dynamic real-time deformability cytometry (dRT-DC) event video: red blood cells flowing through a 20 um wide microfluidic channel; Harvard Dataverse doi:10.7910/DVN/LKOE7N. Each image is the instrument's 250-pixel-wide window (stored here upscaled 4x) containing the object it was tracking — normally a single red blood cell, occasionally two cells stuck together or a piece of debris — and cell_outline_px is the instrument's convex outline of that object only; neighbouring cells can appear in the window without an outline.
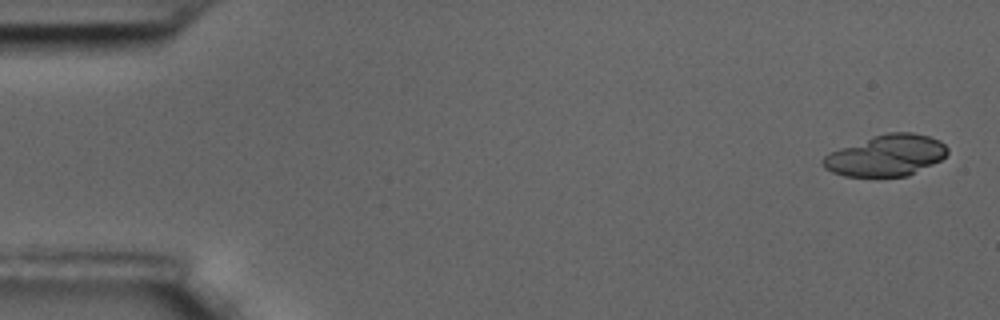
{"species": "common noctule bat (a hibernating species)", "species_latin": "Nyctalus noctula", "temperature_condition": "room temperature", "stored_images_in_passage": 31, "camera_frame_rate_fps": 3000, "um_per_image_px": 0.085, "animal": {"sex": "male", "body_mass_g": 17.5, "forearm_length_mm": 52.3}, "frame": {"image": 1, "passage_image": 2, "time_ms": 0.333, "image_size_px": [1000, 320], "cell_outline_px": [[948, 152], [940, 160], [908, 176], [844, 176], [832, 172], [824, 168], [820, 160], [828, 152], [872, 136], [888, 132], [912, 132], [928, 136], [940, 140], [948, 148]], "centroid_in_image_um": [75.29, 13.21], "position_along_channel_um": 9.7, "area_um2": 29.94}}